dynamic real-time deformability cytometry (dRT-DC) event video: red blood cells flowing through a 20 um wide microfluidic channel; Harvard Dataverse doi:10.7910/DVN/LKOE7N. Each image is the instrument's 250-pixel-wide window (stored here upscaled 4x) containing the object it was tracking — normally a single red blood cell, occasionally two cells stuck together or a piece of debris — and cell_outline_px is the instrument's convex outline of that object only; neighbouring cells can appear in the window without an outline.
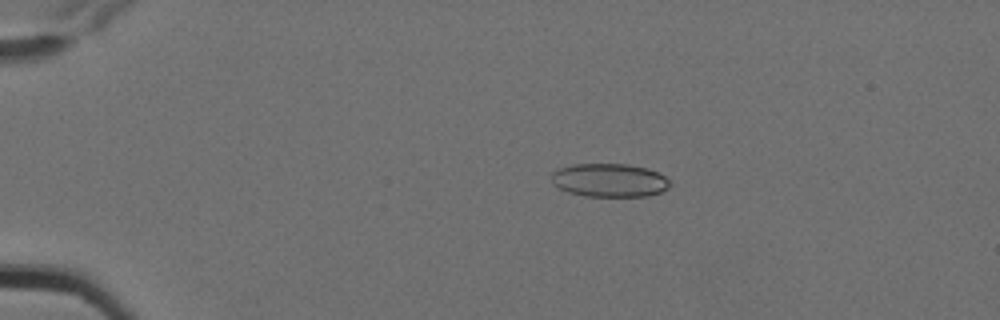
{"species": "Egyptian fruit bat (a non-hibernating species)", "species_latin": "Rousettus aegyptiacus", "temperature_condition": "cold", "stored_images_in_passage": 4, "camera_frame_rate_fps": 3000, "um_per_image_px": 0.085, "animal": {"sex": "female"}, "frame": {"image": 1, "passage_image": 1, "time_ms": 0.0, "image_size_px": [1000, 320], "cell_outline_px": [[668, 188], [660, 192], [648, 196], [584, 196], [568, 192], [552, 184], [548, 176], [552, 172], [560, 168], [572, 164], [628, 164], [648, 168], [664, 176], [668, 180]], "centroid_in_image_um": [51.74, 15.31], "position_along_channel_um": 33.3, "area_um2": 23.18}}
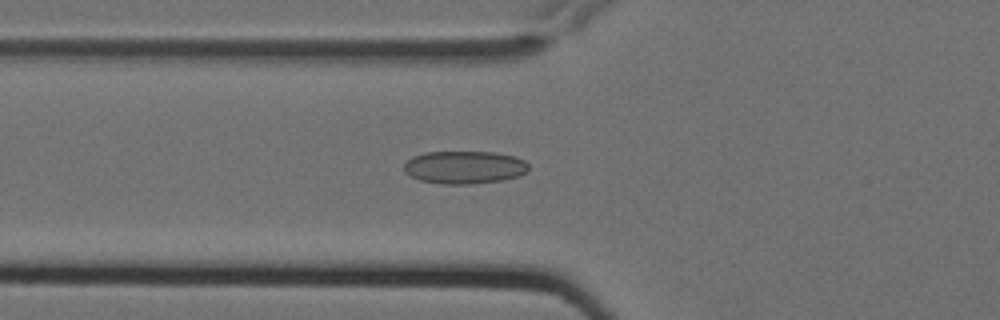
{"frame": {"image": 2, "passage_image": 4, "time_ms": 1.0, "image_size_px": [1000, 320], "cell_outline_px": [[528, 168], [520, 176], [504, 180], [472, 184], [440, 184], [420, 180], [404, 172], [404, 164], [412, 156], [428, 152], [496, 152], [512, 156], [524, 160], [528, 164]], "centroid_in_image_um": [39.47, 14.22], "position_along_channel_um": 86.3, "area_um2": 23.87}}